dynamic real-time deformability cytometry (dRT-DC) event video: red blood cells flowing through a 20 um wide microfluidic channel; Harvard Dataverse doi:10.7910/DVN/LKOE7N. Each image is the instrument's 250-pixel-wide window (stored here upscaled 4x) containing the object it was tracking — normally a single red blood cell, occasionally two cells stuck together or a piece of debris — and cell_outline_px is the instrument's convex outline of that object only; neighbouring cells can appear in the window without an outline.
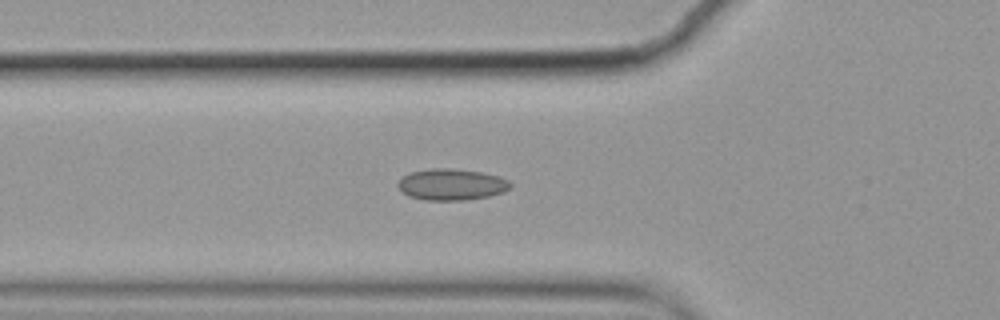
{"species": "common noctule bat (a hibernating species)", "species_latin": "Nyctalus noctula", "temperature_condition": "cold", "stored_images_in_passage": 37, "camera_frame_rate_fps": 3000, "um_per_image_px": 0.085, "animal": {"sex": "female", "body_mass_g": 19.9}, "frame": {"image": 1, "passage_image": 4, "time_ms": 1.0, "image_size_px": [1000, 320], "cell_outline_px": [[512, 188], [504, 192], [488, 196], [464, 200], [424, 200], [408, 196], [396, 184], [408, 172], [432, 168], [448, 168], [480, 172], [500, 176], [508, 180], [512, 184]], "centroid_in_image_um": [38.4, 15.68], "position_along_channel_um": 87.4, "area_um2": 20.58}}
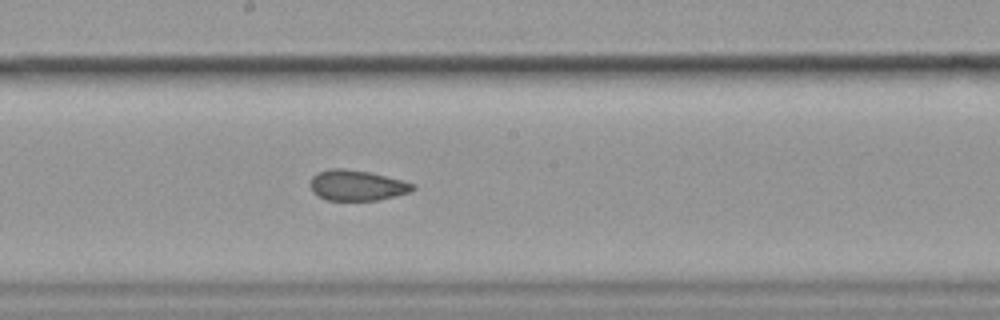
{"frame": {"image": 2, "passage_image": 15, "time_ms": 4.667, "image_size_px": [1000, 320], "cell_outline_px": [[416, 188], [412, 192], [396, 196], [376, 200], [324, 200], [312, 192], [308, 184], [312, 176], [316, 172], [328, 168], [344, 168], [368, 172], [404, 180], [416, 184]], "centroid_in_image_um": [30.32, 15.75], "position_along_channel_um": 217.9, "area_um2": 18.67}}
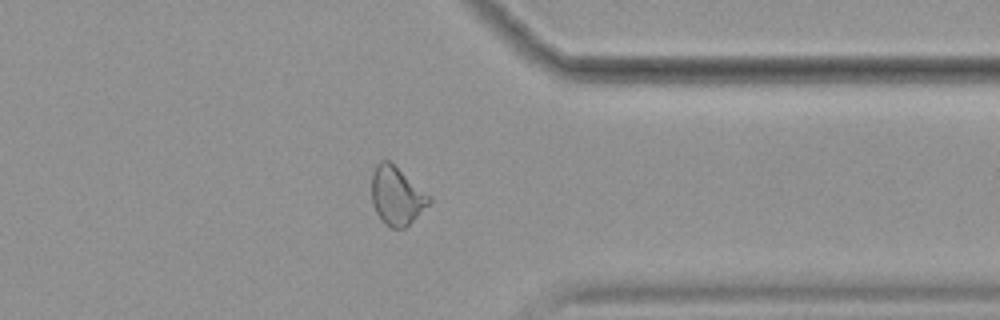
{"frame": {"image": 3, "passage_image": 29, "time_ms": 9.333, "image_size_px": [1000, 320], "cell_outline_px": [[432, 200], [404, 228], [392, 228], [384, 224], [380, 220], [376, 212], [372, 200], [372, 172], [376, 164], [380, 160], [388, 160], [432, 196]], "centroid_in_image_um": [33.7, 16.63], "position_along_channel_um": 377.7, "area_um2": 19.36}, "authors_computed_cell_mechanics": {"area_um2": 19.363, "velocity_mm_per_s": 3.5515, "shape_relaxation_time_tau1_ms": null, "shape_relaxation_time_tau2_ms": 8.59, "deformation_change_tau1": null, "deformation_change_tau2": 0.0568}}